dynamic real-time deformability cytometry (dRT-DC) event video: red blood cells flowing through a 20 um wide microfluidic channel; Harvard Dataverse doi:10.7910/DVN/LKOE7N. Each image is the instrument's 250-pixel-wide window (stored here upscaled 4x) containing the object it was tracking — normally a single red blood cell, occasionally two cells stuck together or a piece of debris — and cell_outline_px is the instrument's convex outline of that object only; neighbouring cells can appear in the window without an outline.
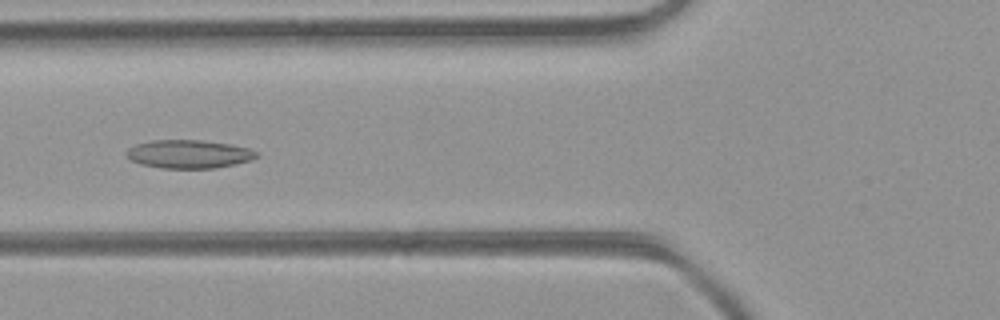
{"species": "common noctule bat (a hibernating species)", "species_latin": "Nyctalus noctula", "temperature_condition": "room temperature", "stored_images_in_passage": 36, "camera_frame_rate_fps": 3000, "um_per_image_px": 0.085, "animal": {"sex": "female", "body_mass_g": 21.9}, "frame": {"image": 1, "passage_image": 7, "time_ms": 2.0, "image_size_px": [1000, 320], "cell_outline_px": [[260, 156], [252, 160], [236, 164], [216, 168], [160, 168], [140, 164], [132, 160], [124, 152], [128, 148], [136, 144], [152, 140], [200, 140], [228, 144], [248, 148], [256, 152]], "centroid_in_image_um": [16.05, 13.1], "position_along_channel_um": 109.8, "area_um2": 21.5}}
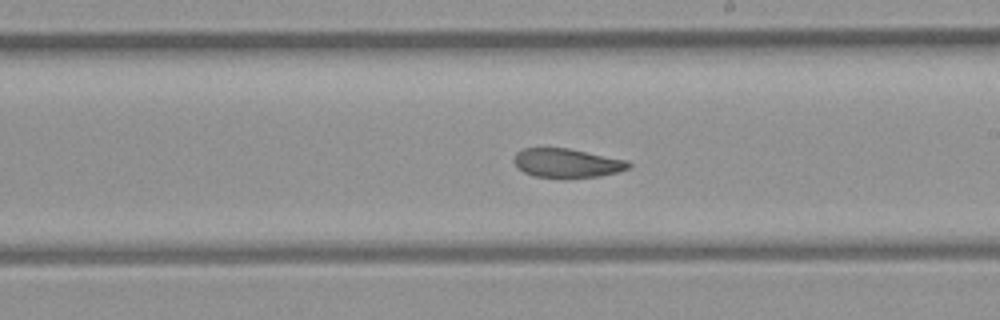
{"frame": {"image": 2, "passage_image": 16, "time_ms": 5.0, "image_size_px": [1000, 320], "cell_outline_px": [[632, 164], [628, 168], [616, 172], [600, 176], [564, 180], [560, 180], [532, 176], [524, 172], [512, 160], [516, 152], [524, 148], [568, 148], [628, 160]], "centroid_in_image_um": [48.18, 13.89], "position_along_channel_um": 240.8, "area_um2": 19.94}}
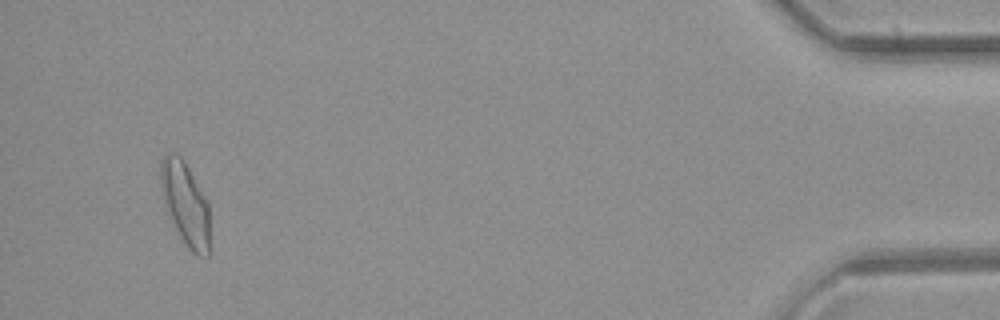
{"frame": {"image": 3, "passage_image": 34, "time_ms": 11.0, "image_size_px": [1000, 320], "cell_outline_px": [[208, 256], [196, 256], [188, 248], [176, 228], [164, 204], [160, 184], [160, 164], [164, 156], [168, 152], [172, 152], [180, 156], [184, 160], [204, 196], [208, 204]], "centroid_in_image_um": [15.73, 17.28], "position_along_channel_um": 419.5, "area_um2": 23.29}, "authors_computed_cell_mechanics": {"area_um2": 20.8947, "velocity_mm_per_s": 4.3624, "shape_relaxation_time_tau1_ms": null, "shape_relaxation_time_tau2_ms": 3.546, "deformation_change_tau1": null, "deformation_change_tau2": 0.094}}